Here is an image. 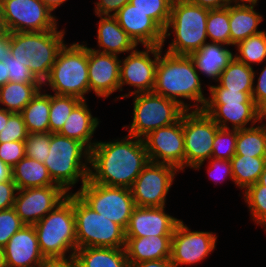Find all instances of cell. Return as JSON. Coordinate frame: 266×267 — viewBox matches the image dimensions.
<instances>
[{"label":"cell","instance_id":"6da1fadb","mask_svg":"<svg viewBox=\"0 0 266 267\" xmlns=\"http://www.w3.org/2000/svg\"><path fill=\"white\" fill-rule=\"evenodd\" d=\"M149 158L143 139L126 135L97 141L90 150L88 179L106 186L131 188Z\"/></svg>","mask_w":266,"mask_h":267},{"label":"cell","instance_id":"7a4b0ae2","mask_svg":"<svg viewBox=\"0 0 266 267\" xmlns=\"http://www.w3.org/2000/svg\"><path fill=\"white\" fill-rule=\"evenodd\" d=\"M162 49L159 46L153 92L177 102L185 110H202L207 98L203 95L200 74L194 61L190 56L174 55L166 50L163 55ZM183 99L194 101V104L185 103Z\"/></svg>","mask_w":266,"mask_h":267},{"label":"cell","instance_id":"3957f363","mask_svg":"<svg viewBox=\"0 0 266 267\" xmlns=\"http://www.w3.org/2000/svg\"><path fill=\"white\" fill-rule=\"evenodd\" d=\"M208 12V8L193 4L189 0H173L162 47L172 33L175 37L173 36L166 52L190 56L206 44Z\"/></svg>","mask_w":266,"mask_h":267},{"label":"cell","instance_id":"277c9868","mask_svg":"<svg viewBox=\"0 0 266 267\" xmlns=\"http://www.w3.org/2000/svg\"><path fill=\"white\" fill-rule=\"evenodd\" d=\"M89 159L90 150L83 143L59 133H50L49 155L44 165L52 180L67 193L79 180L81 186L88 180Z\"/></svg>","mask_w":266,"mask_h":267},{"label":"cell","instance_id":"5b68a950","mask_svg":"<svg viewBox=\"0 0 266 267\" xmlns=\"http://www.w3.org/2000/svg\"><path fill=\"white\" fill-rule=\"evenodd\" d=\"M33 226L44 257L74 256L77 249L74 193H68L61 203Z\"/></svg>","mask_w":266,"mask_h":267},{"label":"cell","instance_id":"8992f818","mask_svg":"<svg viewBox=\"0 0 266 267\" xmlns=\"http://www.w3.org/2000/svg\"><path fill=\"white\" fill-rule=\"evenodd\" d=\"M64 44L42 86H49L54 94L87 100L89 93L88 46L84 44Z\"/></svg>","mask_w":266,"mask_h":267},{"label":"cell","instance_id":"52a82bcc","mask_svg":"<svg viewBox=\"0 0 266 267\" xmlns=\"http://www.w3.org/2000/svg\"><path fill=\"white\" fill-rule=\"evenodd\" d=\"M44 32H11V55L29 61V70L41 83L48 78L60 49L65 29Z\"/></svg>","mask_w":266,"mask_h":267},{"label":"cell","instance_id":"ba28073f","mask_svg":"<svg viewBox=\"0 0 266 267\" xmlns=\"http://www.w3.org/2000/svg\"><path fill=\"white\" fill-rule=\"evenodd\" d=\"M132 123L123 126L128 134L140 139L160 127L177 122L186 111L177 102L154 92L134 94Z\"/></svg>","mask_w":266,"mask_h":267},{"label":"cell","instance_id":"9c48e42d","mask_svg":"<svg viewBox=\"0 0 266 267\" xmlns=\"http://www.w3.org/2000/svg\"><path fill=\"white\" fill-rule=\"evenodd\" d=\"M77 249L85 247L125 248V229L88 207L74 193Z\"/></svg>","mask_w":266,"mask_h":267},{"label":"cell","instance_id":"30bf717a","mask_svg":"<svg viewBox=\"0 0 266 267\" xmlns=\"http://www.w3.org/2000/svg\"><path fill=\"white\" fill-rule=\"evenodd\" d=\"M88 207L105 218L127 228L135 207L130 188L106 186L89 179L74 192Z\"/></svg>","mask_w":266,"mask_h":267},{"label":"cell","instance_id":"8fae6325","mask_svg":"<svg viewBox=\"0 0 266 267\" xmlns=\"http://www.w3.org/2000/svg\"><path fill=\"white\" fill-rule=\"evenodd\" d=\"M219 128L203 110L183 113L185 168L200 170L204 161L212 157L213 142Z\"/></svg>","mask_w":266,"mask_h":267},{"label":"cell","instance_id":"7c38bea8","mask_svg":"<svg viewBox=\"0 0 266 267\" xmlns=\"http://www.w3.org/2000/svg\"><path fill=\"white\" fill-rule=\"evenodd\" d=\"M9 32H44L57 28V18L41 0H1Z\"/></svg>","mask_w":266,"mask_h":267},{"label":"cell","instance_id":"4fadbf2b","mask_svg":"<svg viewBox=\"0 0 266 267\" xmlns=\"http://www.w3.org/2000/svg\"><path fill=\"white\" fill-rule=\"evenodd\" d=\"M179 170L168 164L148 162L131 189L135 206L162 207Z\"/></svg>","mask_w":266,"mask_h":267},{"label":"cell","instance_id":"5bb4252c","mask_svg":"<svg viewBox=\"0 0 266 267\" xmlns=\"http://www.w3.org/2000/svg\"><path fill=\"white\" fill-rule=\"evenodd\" d=\"M144 48L145 50L142 51L136 48L121 60L120 91L123 90L122 87L124 85H129L136 89L123 95L121 94L116 99H123L138 93L153 92L159 58V46H144Z\"/></svg>","mask_w":266,"mask_h":267},{"label":"cell","instance_id":"9a60e30c","mask_svg":"<svg viewBox=\"0 0 266 267\" xmlns=\"http://www.w3.org/2000/svg\"><path fill=\"white\" fill-rule=\"evenodd\" d=\"M150 162L185 168L183 115L175 123L155 129L143 138Z\"/></svg>","mask_w":266,"mask_h":267},{"label":"cell","instance_id":"2e32d148","mask_svg":"<svg viewBox=\"0 0 266 267\" xmlns=\"http://www.w3.org/2000/svg\"><path fill=\"white\" fill-rule=\"evenodd\" d=\"M217 235L214 232L191 231L180 220L171 239V262L174 267L198 264L216 248Z\"/></svg>","mask_w":266,"mask_h":267},{"label":"cell","instance_id":"e0dca14e","mask_svg":"<svg viewBox=\"0 0 266 267\" xmlns=\"http://www.w3.org/2000/svg\"><path fill=\"white\" fill-rule=\"evenodd\" d=\"M67 195L61 186L21 189L17 190L13 208L25 225H35Z\"/></svg>","mask_w":266,"mask_h":267},{"label":"cell","instance_id":"ac0fdd59","mask_svg":"<svg viewBox=\"0 0 266 267\" xmlns=\"http://www.w3.org/2000/svg\"><path fill=\"white\" fill-rule=\"evenodd\" d=\"M180 219L166 214L165 206H135L125 229L126 238L172 236Z\"/></svg>","mask_w":266,"mask_h":267},{"label":"cell","instance_id":"d6986e66","mask_svg":"<svg viewBox=\"0 0 266 267\" xmlns=\"http://www.w3.org/2000/svg\"><path fill=\"white\" fill-rule=\"evenodd\" d=\"M120 62L118 56L101 53L88 47L89 91L107 98L120 90Z\"/></svg>","mask_w":266,"mask_h":267},{"label":"cell","instance_id":"ffe728a7","mask_svg":"<svg viewBox=\"0 0 266 267\" xmlns=\"http://www.w3.org/2000/svg\"><path fill=\"white\" fill-rule=\"evenodd\" d=\"M202 110L224 129H246L266 119L255 102H206Z\"/></svg>","mask_w":266,"mask_h":267},{"label":"cell","instance_id":"44dd1931","mask_svg":"<svg viewBox=\"0 0 266 267\" xmlns=\"http://www.w3.org/2000/svg\"><path fill=\"white\" fill-rule=\"evenodd\" d=\"M121 28L143 46H162L164 30L146 13L136 9L130 3L124 5L115 15Z\"/></svg>","mask_w":266,"mask_h":267},{"label":"cell","instance_id":"7402d4cb","mask_svg":"<svg viewBox=\"0 0 266 267\" xmlns=\"http://www.w3.org/2000/svg\"><path fill=\"white\" fill-rule=\"evenodd\" d=\"M6 266L36 267L44 258L33 225H24L3 247Z\"/></svg>","mask_w":266,"mask_h":267},{"label":"cell","instance_id":"603a6c76","mask_svg":"<svg viewBox=\"0 0 266 267\" xmlns=\"http://www.w3.org/2000/svg\"><path fill=\"white\" fill-rule=\"evenodd\" d=\"M100 18L97 29V43L101 53L118 56L121 53H130L137 48L133 39L121 28L114 16L97 15Z\"/></svg>","mask_w":266,"mask_h":267},{"label":"cell","instance_id":"cb8c5ba5","mask_svg":"<svg viewBox=\"0 0 266 267\" xmlns=\"http://www.w3.org/2000/svg\"><path fill=\"white\" fill-rule=\"evenodd\" d=\"M258 2H231L229 4V28L231 35V46L248 37L258 34L259 24L263 16L255 11Z\"/></svg>","mask_w":266,"mask_h":267},{"label":"cell","instance_id":"d4e9b609","mask_svg":"<svg viewBox=\"0 0 266 267\" xmlns=\"http://www.w3.org/2000/svg\"><path fill=\"white\" fill-rule=\"evenodd\" d=\"M222 43L207 42L190 57L194 61L198 73L218 82L222 71L234 58L233 51Z\"/></svg>","mask_w":266,"mask_h":267},{"label":"cell","instance_id":"484cf974","mask_svg":"<svg viewBox=\"0 0 266 267\" xmlns=\"http://www.w3.org/2000/svg\"><path fill=\"white\" fill-rule=\"evenodd\" d=\"M99 119L93 117L86 100H81L71 111L59 134L83 143L89 150L96 144L92 137L99 125ZM93 141V142H92Z\"/></svg>","mask_w":266,"mask_h":267},{"label":"cell","instance_id":"4316f807","mask_svg":"<svg viewBox=\"0 0 266 267\" xmlns=\"http://www.w3.org/2000/svg\"><path fill=\"white\" fill-rule=\"evenodd\" d=\"M172 236L126 238L125 251L129 263L160 260L171 257Z\"/></svg>","mask_w":266,"mask_h":267},{"label":"cell","instance_id":"83f0119b","mask_svg":"<svg viewBox=\"0 0 266 267\" xmlns=\"http://www.w3.org/2000/svg\"><path fill=\"white\" fill-rule=\"evenodd\" d=\"M74 259L76 267H129L125 248H78Z\"/></svg>","mask_w":266,"mask_h":267},{"label":"cell","instance_id":"f1b7e54d","mask_svg":"<svg viewBox=\"0 0 266 267\" xmlns=\"http://www.w3.org/2000/svg\"><path fill=\"white\" fill-rule=\"evenodd\" d=\"M12 180L18 190L44 186H59L51 178L44 163L24 157L12 167Z\"/></svg>","mask_w":266,"mask_h":267},{"label":"cell","instance_id":"f546056e","mask_svg":"<svg viewBox=\"0 0 266 267\" xmlns=\"http://www.w3.org/2000/svg\"><path fill=\"white\" fill-rule=\"evenodd\" d=\"M42 87L41 83L9 81L0 86V108L13 113H20Z\"/></svg>","mask_w":266,"mask_h":267},{"label":"cell","instance_id":"4dcf8cb0","mask_svg":"<svg viewBox=\"0 0 266 267\" xmlns=\"http://www.w3.org/2000/svg\"><path fill=\"white\" fill-rule=\"evenodd\" d=\"M41 90L20 112L28 133L49 132L50 94Z\"/></svg>","mask_w":266,"mask_h":267},{"label":"cell","instance_id":"1f68e13d","mask_svg":"<svg viewBox=\"0 0 266 267\" xmlns=\"http://www.w3.org/2000/svg\"><path fill=\"white\" fill-rule=\"evenodd\" d=\"M255 70L235 57L222 71L218 84L228 90L252 92L255 81Z\"/></svg>","mask_w":266,"mask_h":267},{"label":"cell","instance_id":"d6a6232c","mask_svg":"<svg viewBox=\"0 0 266 267\" xmlns=\"http://www.w3.org/2000/svg\"><path fill=\"white\" fill-rule=\"evenodd\" d=\"M230 161L234 183L244 191L258 182L266 165V157H251L235 154Z\"/></svg>","mask_w":266,"mask_h":267},{"label":"cell","instance_id":"836d02e7","mask_svg":"<svg viewBox=\"0 0 266 267\" xmlns=\"http://www.w3.org/2000/svg\"><path fill=\"white\" fill-rule=\"evenodd\" d=\"M237 130L236 155L266 157V123Z\"/></svg>","mask_w":266,"mask_h":267},{"label":"cell","instance_id":"e575fe53","mask_svg":"<svg viewBox=\"0 0 266 267\" xmlns=\"http://www.w3.org/2000/svg\"><path fill=\"white\" fill-rule=\"evenodd\" d=\"M235 47L238 52L234 57L237 60L251 67L253 64H261L266 61V31L238 42Z\"/></svg>","mask_w":266,"mask_h":267},{"label":"cell","instance_id":"d590c367","mask_svg":"<svg viewBox=\"0 0 266 267\" xmlns=\"http://www.w3.org/2000/svg\"><path fill=\"white\" fill-rule=\"evenodd\" d=\"M206 34L211 42L231 45L229 5L221 9H209Z\"/></svg>","mask_w":266,"mask_h":267},{"label":"cell","instance_id":"8d00e7d4","mask_svg":"<svg viewBox=\"0 0 266 267\" xmlns=\"http://www.w3.org/2000/svg\"><path fill=\"white\" fill-rule=\"evenodd\" d=\"M81 100L77 97L50 94L49 132L58 133L71 111Z\"/></svg>","mask_w":266,"mask_h":267},{"label":"cell","instance_id":"74e56055","mask_svg":"<svg viewBox=\"0 0 266 267\" xmlns=\"http://www.w3.org/2000/svg\"><path fill=\"white\" fill-rule=\"evenodd\" d=\"M244 201L248 205L251 219L266 231V186L258 182L242 192Z\"/></svg>","mask_w":266,"mask_h":267},{"label":"cell","instance_id":"f35d334b","mask_svg":"<svg viewBox=\"0 0 266 267\" xmlns=\"http://www.w3.org/2000/svg\"><path fill=\"white\" fill-rule=\"evenodd\" d=\"M173 0H130V4L146 13L163 30H165L171 12Z\"/></svg>","mask_w":266,"mask_h":267},{"label":"cell","instance_id":"ab89813d","mask_svg":"<svg viewBox=\"0 0 266 267\" xmlns=\"http://www.w3.org/2000/svg\"><path fill=\"white\" fill-rule=\"evenodd\" d=\"M236 140V129L219 128L215 134L211 158L231 160L235 155Z\"/></svg>","mask_w":266,"mask_h":267},{"label":"cell","instance_id":"60d3db41","mask_svg":"<svg viewBox=\"0 0 266 267\" xmlns=\"http://www.w3.org/2000/svg\"><path fill=\"white\" fill-rule=\"evenodd\" d=\"M24 144L26 157L44 163L49 155L50 132L28 133Z\"/></svg>","mask_w":266,"mask_h":267},{"label":"cell","instance_id":"b9f144b4","mask_svg":"<svg viewBox=\"0 0 266 267\" xmlns=\"http://www.w3.org/2000/svg\"><path fill=\"white\" fill-rule=\"evenodd\" d=\"M24 225L14 208L0 211V247H4Z\"/></svg>","mask_w":266,"mask_h":267},{"label":"cell","instance_id":"7bdbcfd3","mask_svg":"<svg viewBox=\"0 0 266 267\" xmlns=\"http://www.w3.org/2000/svg\"><path fill=\"white\" fill-rule=\"evenodd\" d=\"M9 72V81L16 83H40L29 70L30 62L12 55L5 58Z\"/></svg>","mask_w":266,"mask_h":267},{"label":"cell","instance_id":"ee69618b","mask_svg":"<svg viewBox=\"0 0 266 267\" xmlns=\"http://www.w3.org/2000/svg\"><path fill=\"white\" fill-rule=\"evenodd\" d=\"M28 131L20 113H13L6 126L0 132V143L12 141H24L27 138Z\"/></svg>","mask_w":266,"mask_h":267},{"label":"cell","instance_id":"f6af8a7d","mask_svg":"<svg viewBox=\"0 0 266 267\" xmlns=\"http://www.w3.org/2000/svg\"><path fill=\"white\" fill-rule=\"evenodd\" d=\"M208 89L210 97H207L206 102H254L252 92L228 90L219 84L209 85Z\"/></svg>","mask_w":266,"mask_h":267},{"label":"cell","instance_id":"bcb514c9","mask_svg":"<svg viewBox=\"0 0 266 267\" xmlns=\"http://www.w3.org/2000/svg\"><path fill=\"white\" fill-rule=\"evenodd\" d=\"M25 157L24 141L0 143V159L11 168Z\"/></svg>","mask_w":266,"mask_h":267},{"label":"cell","instance_id":"7dc6e473","mask_svg":"<svg viewBox=\"0 0 266 267\" xmlns=\"http://www.w3.org/2000/svg\"><path fill=\"white\" fill-rule=\"evenodd\" d=\"M208 162V174L211 180L215 181L217 184L218 182H222L225 179H233V172H232V165L230 160H223V159H215L210 158Z\"/></svg>","mask_w":266,"mask_h":267},{"label":"cell","instance_id":"c3c4849f","mask_svg":"<svg viewBox=\"0 0 266 267\" xmlns=\"http://www.w3.org/2000/svg\"><path fill=\"white\" fill-rule=\"evenodd\" d=\"M255 85H253L252 99L257 108L266 116V65L261 70Z\"/></svg>","mask_w":266,"mask_h":267},{"label":"cell","instance_id":"681fc988","mask_svg":"<svg viewBox=\"0 0 266 267\" xmlns=\"http://www.w3.org/2000/svg\"><path fill=\"white\" fill-rule=\"evenodd\" d=\"M17 190L12 179L0 182V211L13 208Z\"/></svg>","mask_w":266,"mask_h":267},{"label":"cell","instance_id":"f907efd6","mask_svg":"<svg viewBox=\"0 0 266 267\" xmlns=\"http://www.w3.org/2000/svg\"><path fill=\"white\" fill-rule=\"evenodd\" d=\"M130 0H98L95 4L96 15L114 16ZM113 12V13H112Z\"/></svg>","mask_w":266,"mask_h":267},{"label":"cell","instance_id":"816d5d0a","mask_svg":"<svg viewBox=\"0 0 266 267\" xmlns=\"http://www.w3.org/2000/svg\"><path fill=\"white\" fill-rule=\"evenodd\" d=\"M36 267H76L74 256L44 257Z\"/></svg>","mask_w":266,"mask_h":267},{"label":"cell","instance_id":"f5cc1de1","mask_svg":"<svg viewBox=\"0 0 266 267\" xmlns=\"http://www.w3.org/2000/svg\"><path fill=\"white\" fill-rule=\"evenodd\" d=\"M191 3L208 9H221L227 7L231 0H189Z\"/></svg>","mask_w":266,"mask_h":267},{"label":"cell","instance_id":"db71d44e","mask_svg":"<svg viewBox=\"0 0 266 267\" xmlns=\"http://www.w3.org/2000/svg\"><path fill=\"white\" fill-rule=\"evenodd\" d=\"M11 55V32H6L0 37V61L4 62Z\"/></svg>","mask_w":266,"mask_h":267},{"label":"cell","instance_id":"11a10c76","mask_svg":"<svg viewBox=\"0 0 266 267\" xmlns=\"http://www.w3.org/2000/svg\"><path fill=\"white\" fill-rule=\"evenodd\" d=\"M129 267H174L170 258L129 263Z\"/></svg>","mask_w":266,"mask_h":267},{"label":"cell","instance_id":"9f6ffc18","mask_svg":"<svg viewBox=\"0 0 266 267\" xmlns=\"http://www.w3.org/2000/svg\"><path fill=\"white\" fill-rule=\"evenodd\" d=\"M12 179V168L0 159V182Z\"/></svg>","mask_w":266,"mask_h":267},{"label":"cell","instance_id":"6f0895ef","mask_svg":"<svg viewBox=\"0 0 266 267\" xmlns=\"http://www.w3.org/2000/svg\"><path fill=\"white\" fill-rule=\"evenodd\" d=\"M9 82V72L7 70V63L0 61V86Z\"/></svg>","mask_w":266,"mask_h":267},{"label":"cell","instance_id":"680465c9","mask_svg":"<svg viewBox=\"0 0 266 267\" xmlns=\"http://www.w3.org/2000/svg\"><path fill=\"white\" fill-rule=\"evenodd\" d=\"M13 114V112L6 111L5 109L0 108V132L6 126V123L9 117Z\"/></svg>","mask_w":266,"mask_h":267},{"label":"cell","instance_id":"91938a15","mask_svg":"<svg viewBox=\"0 0 266 267\" xmlns=\"http://www.w3.org/2000/svg\"><path fill=\"white\" fill-rule=\"evenodd\" d=\"M52 12L67 0H41Z\"/></svg>","mask_w":266,"mask_h":267},{"label":"cell","instance_id":"94428289","mask_svg":"<svg viewBox=\"0 0 266 267\" xmlns=\"http://www.w3.org/2000/svg\"><path fill=\"white\" fill-rule=\"evenodd\" d=\"M6 32L8 31L4 23L2 5H1V0H0V37L4 35Z\"/></svg>","mask_w":266,"mask_h":267},{"label":"cell","instance_id":"6125c7cd","mask_svg":"<svg viewBox=\"0 0 266 267\" xmlns=\"http://www.w3.org/2000/svg\"><path fill=\"white\" fill-rule=\"evenodd\" d=\"M258 183L260 185L266 186V165H265L263 172L261 173L259 177Z\"/></svg>","mask_w":266,"mask_h":267},{"label":"cell","instance_id":"be15d7a7","mask_svg":"<svg viewBox=\"0 0 266 267\" xmlns=\"http://www.w3.org/2000/svg\"><path fill=\"white\" fill-rule=\"evenodd\" d=\"M0 267H6L5 255L3 247H0Z\"/></svg>","mask_w":266,"mask_h":267},{"label":"cell","instance_id":"e7e4bbea","mask_svg":"<svg viewBox=\"0 0 266 267\" xmlns=\"http://www.w3.org/2000/svg\"><path fill=\"white\" fill-rule=\"evenodd\" d=\"M232 2H258V0H231Z\"/></svg>","mask_w":266,"mask_h":267}]
</instances>
